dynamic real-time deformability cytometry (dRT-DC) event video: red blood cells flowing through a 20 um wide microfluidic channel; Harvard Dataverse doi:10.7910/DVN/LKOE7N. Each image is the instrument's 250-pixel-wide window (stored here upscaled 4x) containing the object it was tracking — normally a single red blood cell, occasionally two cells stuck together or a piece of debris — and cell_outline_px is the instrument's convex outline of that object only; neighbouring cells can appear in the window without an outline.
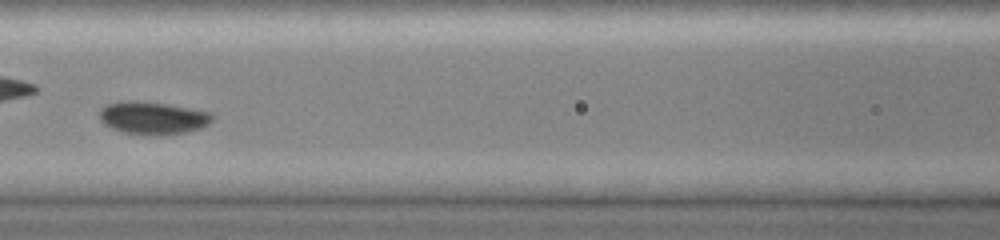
{"species": "common noctule bat (a hibernating species)", "species_latin": "Nyctalus noctula", "temperature_condition": "cold", "stored_images_in_passage": 45, "camera_frame_rate_fps": 3000, "um_per_image_px": 0.085, "animal": {"sex": "female", "body_mass_g": 19.0, "forearm_length_mm": 51.5}, "frame": {"image": 1, "passage_image": 21, "time_ms": 6.667, "image_size_px": [1000, 240], "cell_outline_px": [[212, 120], [208, 124], [200, 128], [184, 132], [160, 136], [144, 136], [124, 132], [112, 128], [104, 124], [100, 120], [100, 108], [104, 104], [120, 100], [128, 100], [164, 104], [188, 108], [208, 112], [212, 116]], "centroid_in_image_um": [12.91, 10.03], "position_along_channel_um": 153.7, "area_um2": 21.5}}
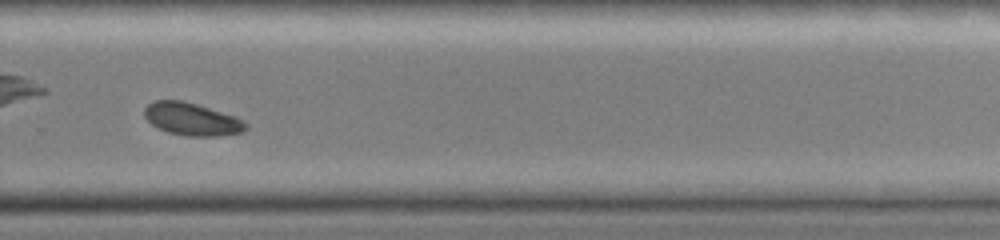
{"frame": {"image": 2, "passage_image": 33, "time_ms": 10.667, "image_size_px": [1000, 240], "cell_outline_px": [[248, 128], [244, 132], [216, 136], [188, 136], [168, 132], [152, 124], [144, 116], [144, 108], [148, 104], [156, 100], [180, 100], [196, 104], [236, 116], [244, 120], [248, 124]], "centroid_in_image_um": [16.35, 10.13], "position_along_channel_um": 313.5, "area_um2": 19.25}}
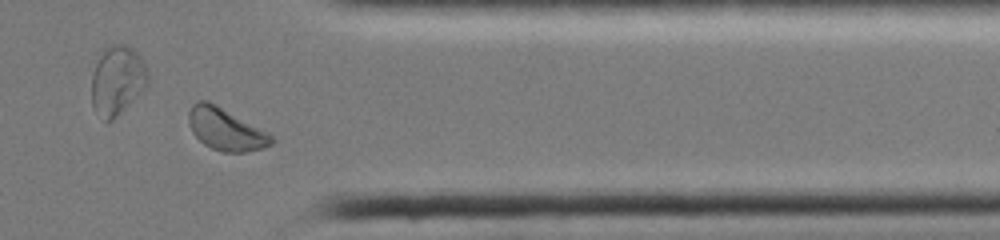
{"frame": {"image": 3, "passage_image": 39, "time_ms": 12.667, "image_size_px": [1000, 240], "cell_outline_px": [[276, 140], [272, 144], [264, 148], [244, 152], [220, 152], [204, 144], [192, 132], [188, 124], [188, 112], [192, 104], [196, 100], [208, 100], [216, 104], [268, 132]], "centroid_in_image_um": [19.17, 10.98], "position_along_channel_um": 392.2, "area_um2": 20.52}, "authors_computed_cell_mechanics": {"area_um2": 20.1144, "velocity_mm_per_s": 4.0026, "shape_relaxation_time_tau1_ms": 2.721, "shape_relaxation_time_tau2_ms": null, "deformation_change_tau1": 0.0909, "deformation_change_tau2": null}}